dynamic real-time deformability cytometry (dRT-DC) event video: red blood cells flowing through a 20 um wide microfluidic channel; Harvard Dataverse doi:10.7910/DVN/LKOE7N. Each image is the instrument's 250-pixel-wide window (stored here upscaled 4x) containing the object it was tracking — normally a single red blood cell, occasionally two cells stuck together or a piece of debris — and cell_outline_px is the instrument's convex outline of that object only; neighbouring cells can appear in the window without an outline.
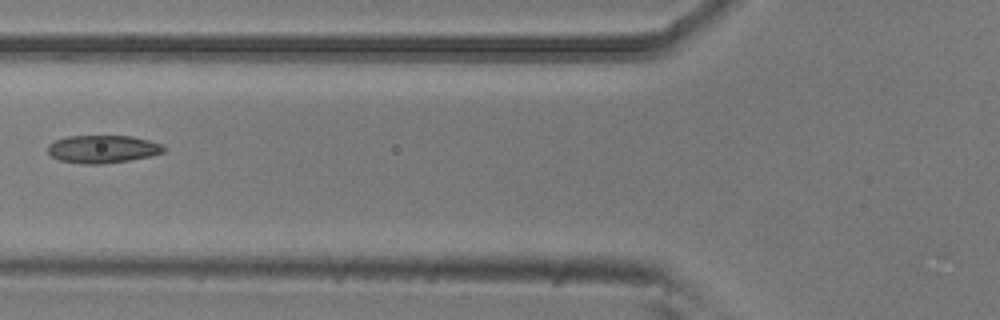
{"species": "common noctule bat (a hibernating species)", "species_latin": "Nyctalus noctula", "temperature_condition": "room temperature", "stored_images_in_passage": 6, "camera_frame_rate_fps": 3000, "um_per_image_px": 0.085, "animal": {"sex": "male", "body_mass_g": 20.5, "forearm_length_mm": 52.5}, "frame": {"image": 1, "passage_image": 4, "time_ms": 1.0, "image_size_px": [1000, 320], "cell_outline_px": [[168, 148], [164, 152], [148, 156], [128, 160], [104, 164], [84, 164], [60, 160], [52, 156], [48, 152], [48, 144], [56, 140], [68, 136], [132, 136], [148, 140], [160, 144]], "centroid_in_image_um": [8.73, 12.67], "position_along_channel_um": 117.1, "area_um2": 18.67}}
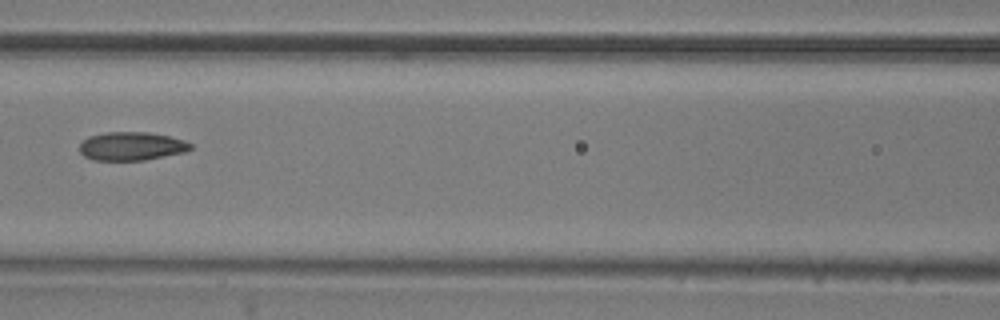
{"frame": {"image": 2, "passage_image": 5, "time_ms": 1.333, "image_size_px": [1000, 320], "cell_outline_px": [[192, 148], [184, 152], [144, 160], [92, 160], [84, 156], [80, 152], [80, 144], [88, 136], [104, 132], [148, 132], [168, 136], [184, 140], [192, 144]], "centroid_in_image_um": [11.16, 12.42], "position_along_channel_um": 155.4, "area_um2": 18.38}}
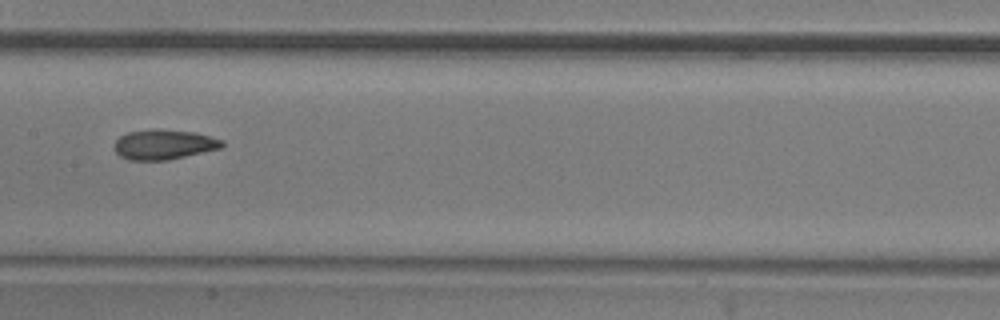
{"frame": {"image": 3, "passage_image": 6, "time_ms": 1.667, "image_size_px": [1000, 320], "cell_outline_px": [[224, 144], [220, 148], [168, 160], [128, 160], [120, 156], [116, 152], [116, 140], [120, 136], [128, 132], [156, 128], [160, 128], [196, 132], [224, 140]], "centroid_in_image_um": [13.95, 12.26], "position_along_channel_um": 193.5, "area_um2": 18.84}}